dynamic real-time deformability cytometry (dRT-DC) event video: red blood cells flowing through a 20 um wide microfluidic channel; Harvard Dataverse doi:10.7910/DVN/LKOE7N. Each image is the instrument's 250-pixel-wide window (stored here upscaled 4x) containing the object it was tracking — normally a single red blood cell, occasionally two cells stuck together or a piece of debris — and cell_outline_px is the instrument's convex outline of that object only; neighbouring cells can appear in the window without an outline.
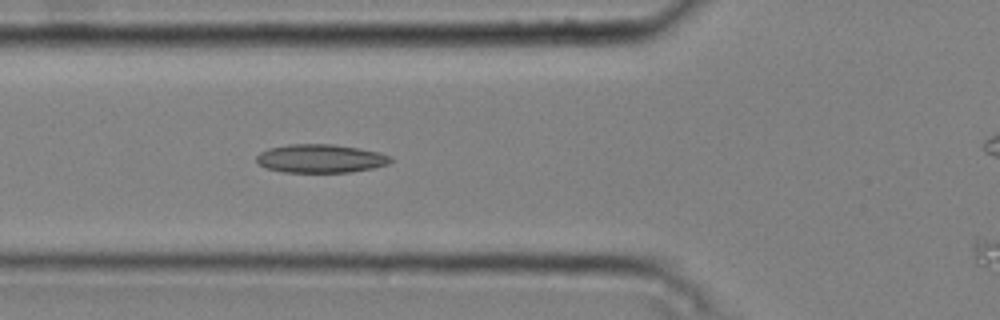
{"species": "common noctule bat (a hibernating species)", "species_latin": "Nyctalus noctula", "temperature_condition": "cold", "stored_images_in_passage": 5, "camera_frame_rate_fps": 3000, "um_per_image_px": 0.085, "animal": {"sex": "male", "body_mass_g": 20.4}, "frame": {"image": 1, "passage_image": 4, "time_ms": 1.0, "image_size_px": [1000, 320], "cell_outline_px": [[392, 160], [388, 164], [372, 168], [348, 172], [284, 172], [264, 168], [256, 160], [256, 156], [260, 152], [268, 148], [288, 144], [332, 144], [360, 148], [380, 152], [392, 156]], "centroid_in_image_um": [27.24, 13.47], "position_along_channel_um": 98.6, "area_um2": 22.37}}